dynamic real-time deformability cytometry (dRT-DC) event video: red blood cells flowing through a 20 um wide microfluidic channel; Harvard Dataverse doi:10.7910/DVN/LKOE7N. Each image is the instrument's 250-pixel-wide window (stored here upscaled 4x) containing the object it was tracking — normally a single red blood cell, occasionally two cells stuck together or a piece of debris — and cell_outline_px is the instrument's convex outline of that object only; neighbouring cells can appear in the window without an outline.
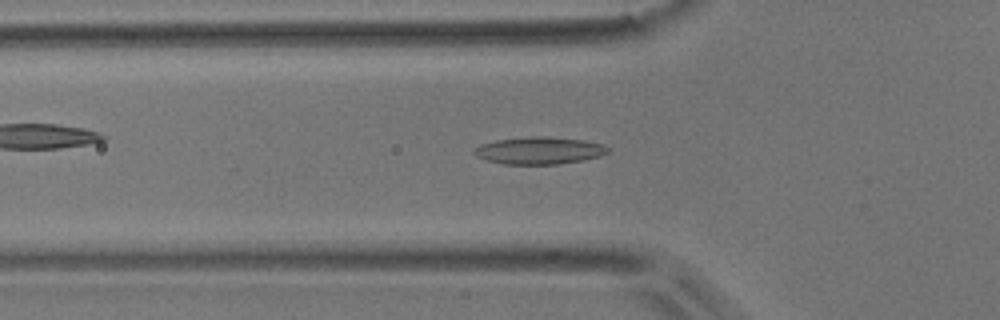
{"species": "common noctule bat (a hibernating species)", "species_latin": "Nyctalus noctula", "temperature_condition": "room temperature", "stored_images_in_passage": 48, "camera_frame_rate_fps": 3000, "um_per_image_px": 0.085, "animal": {"sex": "male", "body_mass_g": 17.9}, "frame": {"image": 1, "passage_image": 13, "time_ms": 4.0, "image_size_px": [1000, 320], "cell_outline_px": [[608, 152], [600, 156], [584, 160], [556, 164], [504, 164], [488, 160], [476, 156], [472, 152], [480, 144], [496, 140], [532, 136], [544, 136], [584, 140], [600, 144], [608, 148]], "centroid_in_image_um": [45.82, 12.79], "position_along_channel_um": 80.0, "area_um2": 21.04}}
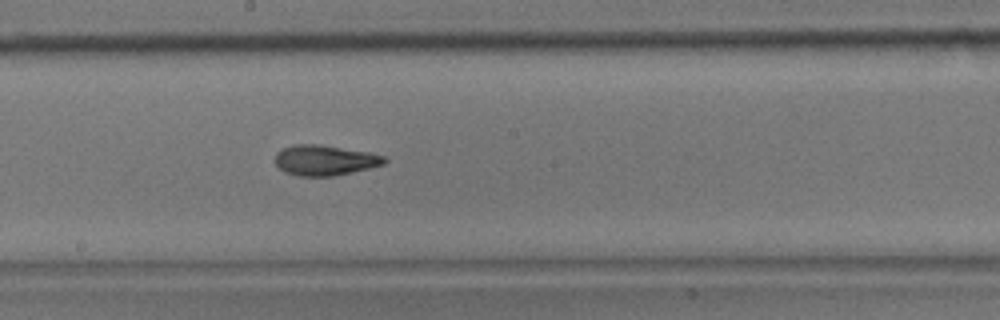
{"frame": {"image": 2, "passage_image": 24, "time_ms": 7.667, "image_size_px": [1000, 320], "cell_outline_px": [[388, 160], [384, 164], [352, 172], [332, 176], [300, 176], [284, 172], [276, 164], [276, 152], [284, 148], [296, 144], [316, 144], [368, 152], [384, 156]], "centroid_in_image_um": [27.6, 13.62], "position_along_channel_um": 220.6, "area_um2": 19.07}}
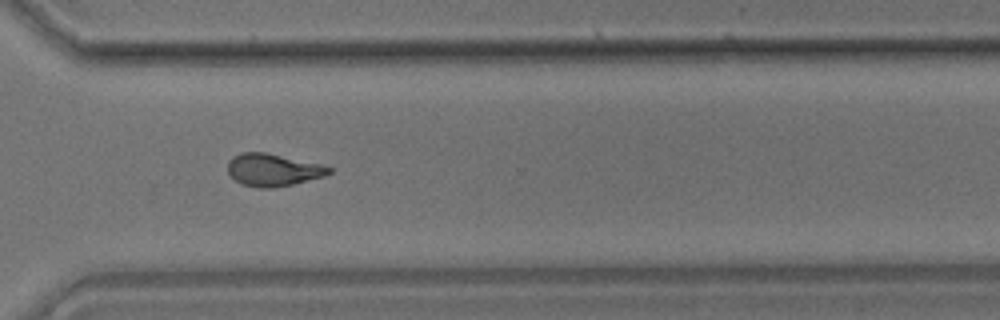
{"frame": {"image": 3, "passage_image": 34, "time_ms": 11.0, "image_size_px": [1000, 320], "cell_outline_px": [[332, 172], [324, 176], [292, 184], [272, 188], [260, 188], [240, 184], [228, 172], [228, 160], [232, 156], [240, 152], [264, 152], [320, 164], [332, 168]], "centroid_in_image_um": [23.17, 14.44], "position_along_channel_um": 347.4, "area_um2": 19.02}, "authors_computed_cell_mechanics": {"area_um2": 19.074, "velocity_mm_per_s": 3.8048, "shape_relaxation_time_tau1_ms": 8.7692, "shape_relaxation_time_tau2_ms": 2.3355, "deformation_change_tau1": 0.2308, "deformation_change_tau2": 0.0975}}